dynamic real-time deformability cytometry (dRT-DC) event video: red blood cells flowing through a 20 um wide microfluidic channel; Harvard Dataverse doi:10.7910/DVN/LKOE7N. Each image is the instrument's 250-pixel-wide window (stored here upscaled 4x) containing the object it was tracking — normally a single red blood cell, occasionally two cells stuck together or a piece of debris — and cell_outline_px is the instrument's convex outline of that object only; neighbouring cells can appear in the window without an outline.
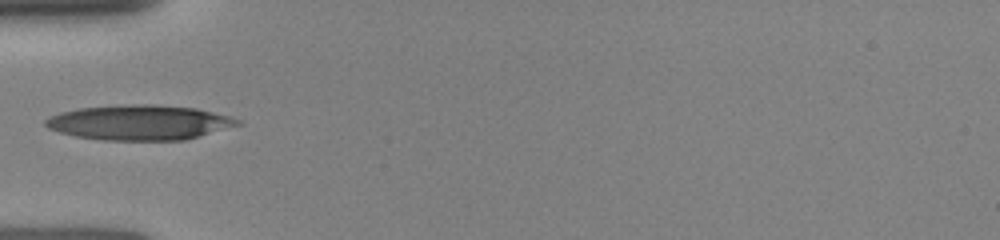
{"species": "human", "species_latin": "Homo sapiens", "temperature_condition": "room temperature", "stored_images_in_passage": 4, "camera_frame_rate_fps": 3000, "um_per_image_px": 0.085, "donor": {"sex": "female"}, "frame": {"image": 1, "passage_image": 1, "time_ms": 0.0, "image_size_px": [1000, 240], "cell_outline_px": [[244, 124], [184, 140], [104, 140], [76, 136], [60, 132], [48, 128], [44, 124], [44, 120], [48, 116], [60, 112], [80, 108], [132, 104], [156, 104], [196, 108], [232, 116], [240, 120]], "centroid_in_image_um": [11.89, 10.4], "position_along_channel_um": 73.1, "area_um2": 39.3}}